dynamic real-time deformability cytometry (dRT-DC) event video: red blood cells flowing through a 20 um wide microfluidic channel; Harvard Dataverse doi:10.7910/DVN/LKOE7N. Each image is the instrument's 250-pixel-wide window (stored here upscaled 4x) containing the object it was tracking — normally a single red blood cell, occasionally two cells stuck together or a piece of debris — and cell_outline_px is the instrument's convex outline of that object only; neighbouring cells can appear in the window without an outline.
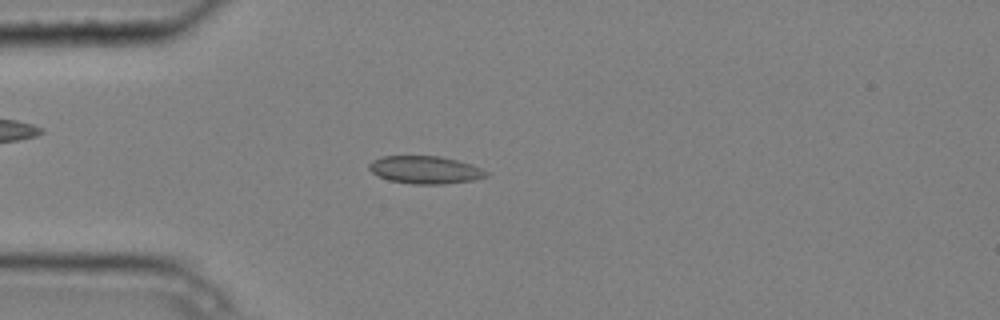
{"species": "common noctule bat (a hibernating species)", "species_latin": "Nyctalus noctula", "temperature_condition": "cold", "stored_images_in_passage": 4, "camera_frame_rate_fps": 3000, "um_per_image_px": 0.085, "animal": {"sex": "male", "body_mass_g": 20.4}, "frame": {"image": 1, "passage_image": 3, "time_ms": 0.667, "image_size_px": [1000, 320], "cell_outline_px": [[488, 176], [472, 180], [444, 184], [412, 184], [388, 180], [372, 172], [368, 168], [368, 164], [372, 160], [384, 156], [440, 156], [456, 160], [480, 168], [488, 172]], "centroid_in_image_um": [36.11, 14.44], "position_along_channel_um": 48.9, "area_um2": 18.73}}